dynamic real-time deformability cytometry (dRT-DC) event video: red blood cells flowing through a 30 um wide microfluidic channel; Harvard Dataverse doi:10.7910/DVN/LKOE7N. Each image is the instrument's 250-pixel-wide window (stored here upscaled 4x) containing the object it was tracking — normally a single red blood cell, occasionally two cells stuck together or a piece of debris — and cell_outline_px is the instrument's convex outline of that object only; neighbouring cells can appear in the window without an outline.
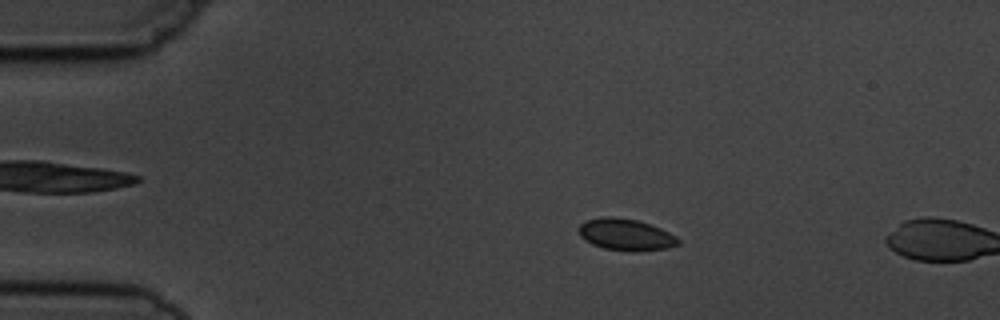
{"species": "common noctule bat (a hibernating species)", "species_latin": "Nyctalus noctula", "temperature_condition": "cold", "stored_images_in_passage": 3, "camera_frame_rate_fps": 3000, "um_per_image_px": 0.085, "animal": {"sex": "male", "body_mass_g": 19.5, "forearm_length_mm": 54.6}, "frame": {"image": 1, "passage_image": 2, "time_ms": 1.333, "image_size_px": [1000, 320], "cell_outline_px": [[680, 244], [668, 248], [632, 252], [604, 248], [592, 244], [584, 240], [580, 236], [580, 224], [584, 220], [604, 216], [612, 216], [636, 220], [660, 228], [676, 236], [680, 240]], "centroid_in_image_um": [53.19, 19.95], "position_along_channel_um": 31.8, "area_um2": 18.38}}